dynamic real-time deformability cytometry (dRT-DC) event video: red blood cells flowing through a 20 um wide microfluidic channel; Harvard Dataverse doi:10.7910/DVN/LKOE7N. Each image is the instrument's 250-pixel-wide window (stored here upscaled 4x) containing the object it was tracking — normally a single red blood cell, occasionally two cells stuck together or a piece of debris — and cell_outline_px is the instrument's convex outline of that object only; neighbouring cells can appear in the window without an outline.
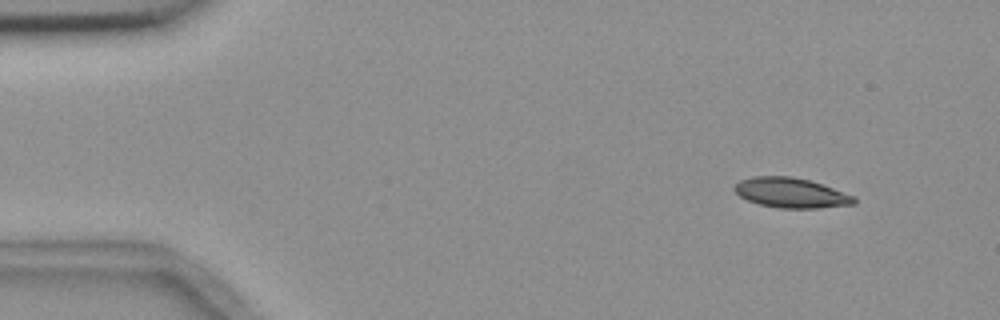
{"species": "common noctule bat (a hibernating species)", "species_latin": "Nyctalus noctula", "temperature_condition": "room temperature", "stored_images_in_passage": 4, "camera_frame_rate_fps": 3000, "um_per_image_px": 0.085, "animal": {"sex": "female", "body_mass_g": 18.4}, "frame": {"image": 1, "passage_image": 1, "time_ms": 0.0, "image_size_px": [1000, 320], "cell_outline_px": [[856, 204], [820, 208], [780, 208], [760, 204], [748, 200], [740, 196], [732, 188], [740, 180], [752, 176], [792, 176], [812, 180], [852, 196], [856, 200]], "centroid_in_image_um": [67.22, 16.38], "position_along_channel_um": 17.8, "area_um2": 20.81}}
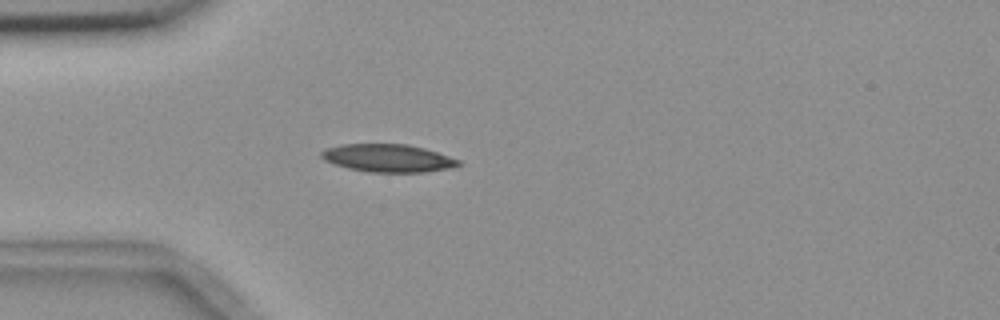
{"frame": {"image": 2, "passage_image": 4, "time_ms": 3.333, "image_size_px": [1000, 320], "cell_outline_px": [[460, 164], [448, 168], [424, 172], [368, 172], [348, 168], [324, 160], [320, 156], [320, 152], [328, 148], [340, 144], [408, 144], [424, 148], [460, 160]], "centroid_in_image_um": [32.94, 13.43], "position_along_channel_um": 52.1, "area_um2": 22.02}}